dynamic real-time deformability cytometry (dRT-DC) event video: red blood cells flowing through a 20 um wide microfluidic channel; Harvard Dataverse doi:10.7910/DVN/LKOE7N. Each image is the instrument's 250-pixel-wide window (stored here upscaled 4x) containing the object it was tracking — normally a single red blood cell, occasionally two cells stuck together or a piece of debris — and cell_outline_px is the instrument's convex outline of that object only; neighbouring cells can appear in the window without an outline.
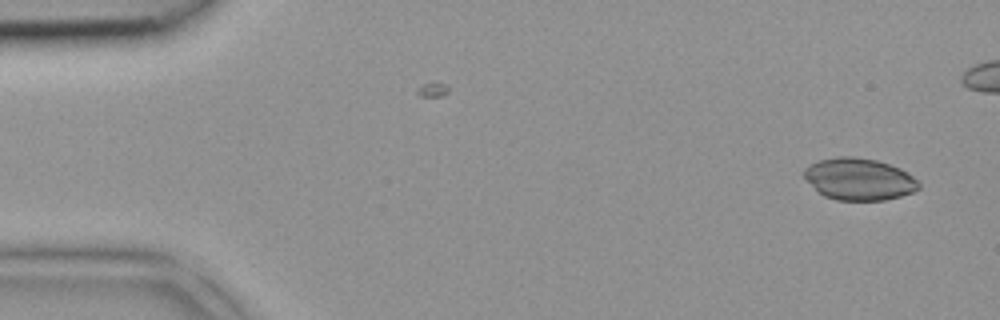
{"species": "common noctule bat (a hibernating species)", "species_latin": "Nyctalus noctula", "temperature_condition": "room temperature", "stored_images_in_passage": 3, "segment_of_instrument_passage": [2, 2], "camera_frame_rate_fps": 3000, "um_per_image_px": 0.085, "animal": {"sex": "female", "body_mass_g": 18.4}, "frame": {"image": 1, "passage_image": 3, "time_ms": 0.667, "image_size_px": [1000, 320], "cell_outline_px": [[920, 188], [912, 192], [900, 196], [884, 200], [836, 200], [824, 196], [804, 176], [804, 168], [808, 164], [820, 160], [836, 156], [856, 156], [876, 160], [900, 168], [908, 172], [920, 184]], "centroid_in_image_um": [73.03, 15.21], "position_along_channel_um": 12.0, "area_um2": 27.92}}